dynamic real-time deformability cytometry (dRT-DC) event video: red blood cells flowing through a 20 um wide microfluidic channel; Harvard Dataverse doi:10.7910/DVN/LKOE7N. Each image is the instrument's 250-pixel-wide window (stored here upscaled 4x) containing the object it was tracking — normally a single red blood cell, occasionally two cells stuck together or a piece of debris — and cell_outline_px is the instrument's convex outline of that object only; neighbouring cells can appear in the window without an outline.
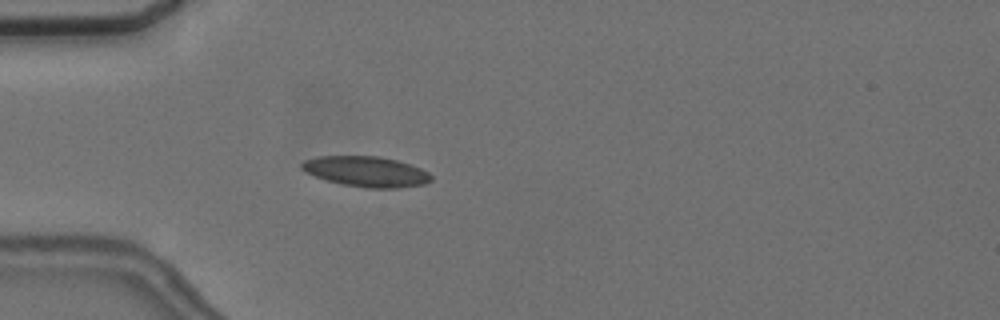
{"species": "common noctule bat (a hibernating species)", "species_latin": "Nyctalus noctula", "temperature_condition": "cold", "stored_images_in_passage": 1, "camera_frame_rate_fps": 3000, "um_per_image_px": 0.085, "animal": {"sex": "female", "body_mass_g": 24.6, "forearm_length_mm": 56.2}, "frame": {"image": 1, "passage_image": 1, "time_ms": 0.0, "image_size_px": [1000, 320], "cell_outline_px": [[432, 180], [424, 184], [400, 188], [364, 188], [340, 184], [316, 176], [300, 168], [300, 164], [304, 160], [320, 156], [380, 156], [396, 160], [420, 168], [428, 172], [432, 176]], "centroid_in_image_um": [31.14, 14.59], "position_along_channel_um": 53.9, "area_um2": 22.89}}